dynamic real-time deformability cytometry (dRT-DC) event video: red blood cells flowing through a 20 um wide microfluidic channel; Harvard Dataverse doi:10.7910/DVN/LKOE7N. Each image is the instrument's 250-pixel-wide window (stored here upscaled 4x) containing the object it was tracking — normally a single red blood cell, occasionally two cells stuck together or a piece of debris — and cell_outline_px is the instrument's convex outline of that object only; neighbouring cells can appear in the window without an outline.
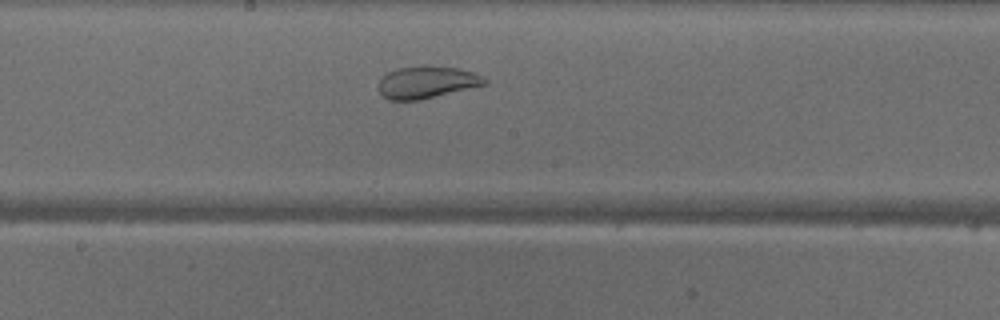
{"species": "common noctule bat (a hibernating species)", "species_latin": "Nyctalus noctula", "temperature_condition": "warm", "stored_images_in_passage": 32, "camera_frame_rate_fps": 3000, "um_per_image_px": 0.085, "animal": {"sex": "male", "body_mass_g": 18.8}, "frame": {"image": 1, "passage_image": 19, "time_ms": 6.0, "image_size_px": [1000, 320], "cell_outline_px": [[488, 84], [420, 100], [388, 100], [376, 88], [380, 80], [388, 72], [396, 68], [428, 64], [456, 68], [472, 72], [484, 76], [488, 80]], "centroid_in_image_um": [36.28, 6.98], "position_along_channel_um": 211.9, "area_um2": 20.23}}
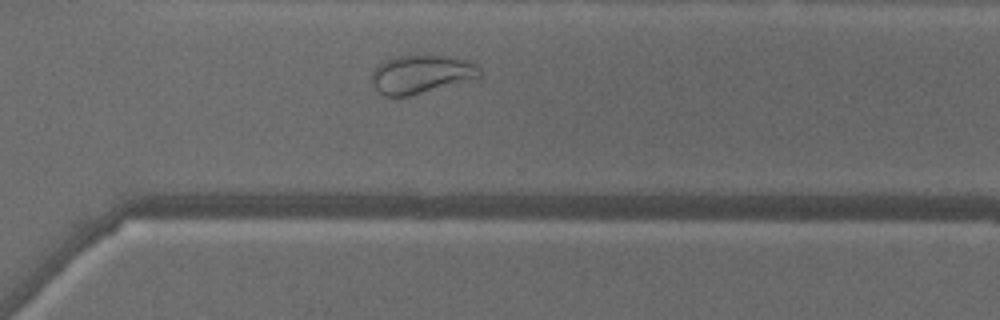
{"frame": {"image": 2, "passage_image": 28, "time_ms": 9.0, "image_size_px": [1000, 320], "cell_outline_px": [[480, 76], [476, 80], [408, 96], [384, 96], [368, 80], [372, 72], [384, 60], [396, 56], [448, 56], [468, 60], [476, 64], [480, 68]], "centroid_in_image_um": [35.83, 6.32], "position_along_channel_um": 334.8, "area_um2": 24.45}}
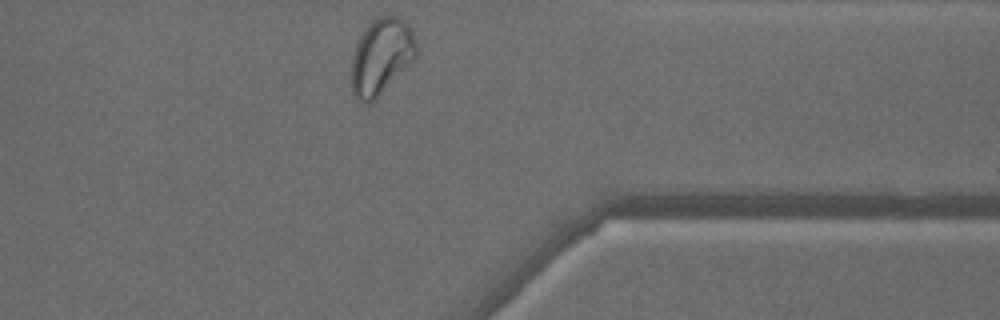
{"frame": {"image": 3, "passage_image": 32, "time_ms": 10.333, "image_size_px": [1000, 320], "cell_outline_px": [[416, 60], [368, 104], [360, 104], [356, 100], [352, 92], [352, 56], [356, 44], [360, 36], [372, 20], [380, 16], [396, 16], [404, 20], [408, 24], [412, 32], [416, 44]], "centroid_in_image_um": [32.41, 4.81], "position_along_channel_um": 379.0, "area_um2": 28.67}, "authors_computed_cell_mechanics": {"area_um2": 24.3627, "velocity_mm_per_s": 4.1024, "shape_relaxation_time_tau1_ms": null, "shape_relaxation_time_tau2_ms": 1.1613, "deformation_change_tau1": null, "deformation_change_tau2": 0.068}}